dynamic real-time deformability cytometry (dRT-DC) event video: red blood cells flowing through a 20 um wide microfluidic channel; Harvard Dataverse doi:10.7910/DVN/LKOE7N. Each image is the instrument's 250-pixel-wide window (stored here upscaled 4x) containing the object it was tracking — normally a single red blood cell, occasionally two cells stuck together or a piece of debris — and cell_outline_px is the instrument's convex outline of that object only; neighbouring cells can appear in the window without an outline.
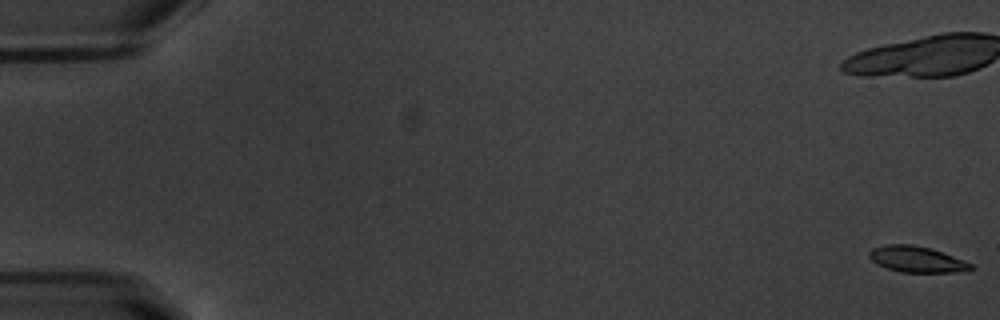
{"species": "common noctule bat (a hibernating species)", "species_latin": "Nyctalus noctula", "temperature_condition": "warm", "stored_images_in_passage": 56, "camera_frame_rate_fps": 3000, "um_per_image_px": 0.085, "animal": {"sex": "male", "body_mass_g": 20.1, "forearm_length_mm": 53.5}, "frame": {"image": 1, "passage_image": 1, "time_ms": 0.0, "image_size_px": [1000, 320], "cell_outline_px": [[972, 268], [952, 272], [900, 272], [876, 264], [868, 256], [868, 252], [872, 248], [884, 244], [912, 244], [932, 248], [964, 260], [972, 264]], "centroid_in_image_um": [77.86, 22.02], "position_along_channel_um": 7.1, "area_um2": 15.37}}